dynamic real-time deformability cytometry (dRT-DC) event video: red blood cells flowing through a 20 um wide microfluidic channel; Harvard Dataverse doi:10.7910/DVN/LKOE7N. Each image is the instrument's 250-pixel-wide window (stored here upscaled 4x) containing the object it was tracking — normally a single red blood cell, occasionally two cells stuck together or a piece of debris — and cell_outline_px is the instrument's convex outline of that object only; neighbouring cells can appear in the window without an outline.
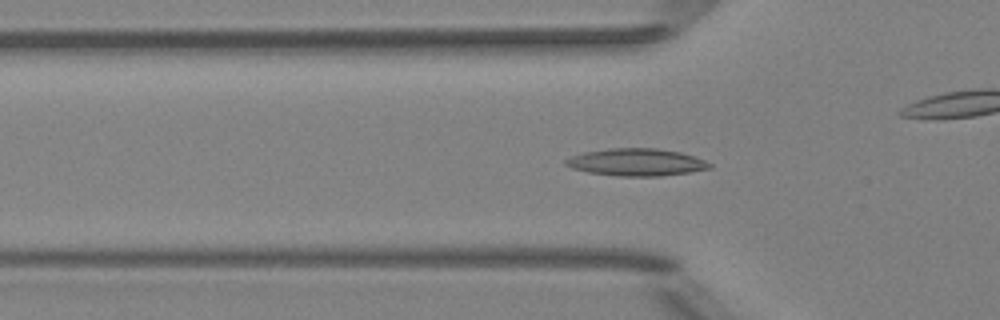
{"species": "Egyptian fruit bat (a non-hibernating species)", "species_latin": "Rousettus aegyptiacus", "temperature_condition": "room temperature", "stored_images_in_passage": 42, "camera_frame_rate_fps": 3000, "um_per_image_px": 0.085, "animal": {"sex": "female"}, "frame": {"image": 1, "passage_image": 7, "time_ms": 2.0, "image_size_px": [1000, 320], "cell_outline_px": [[712, 168], [688, 172], [660, 176], [616, 176], [588, 172], [572, 168], [564, 164], [564, 160], [572, 156], [584, 152], [608, 148], [656, 148], [680, 152], [704, 160], [712, 164]], "centroid_in_image_um": [54.07, 13.79], "position_along_channel_um": 71.7, "area_um2": 22.83}}
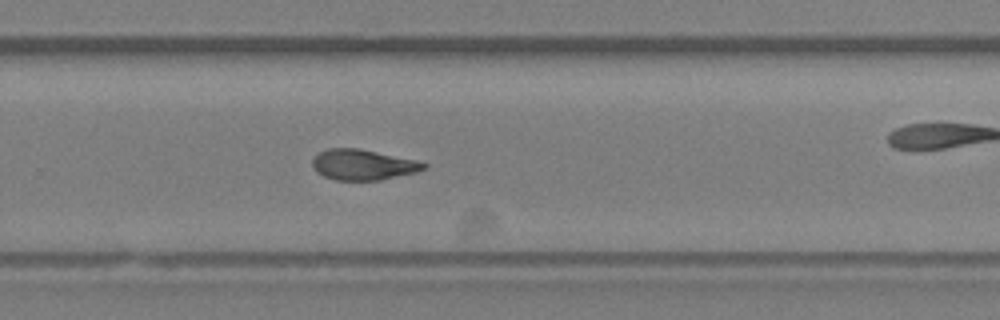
{"frame": {"image": 2, "passage_image": 24, "time_ms": 7.667, "image_size_px": [1000, 320], "cell_outline_px": [[428, 164], [424, 168], [416, 172], [380, 180], [336, 180], [324, 176], [316, 172], [312, 168], [312, 160], [320, 152], [328, 148], [360, 148], [416, 160]], "centroid_in_image_um": [30.83, 14.0], "position_along_channel_um": 299.0, "area_um2": 19.77}}
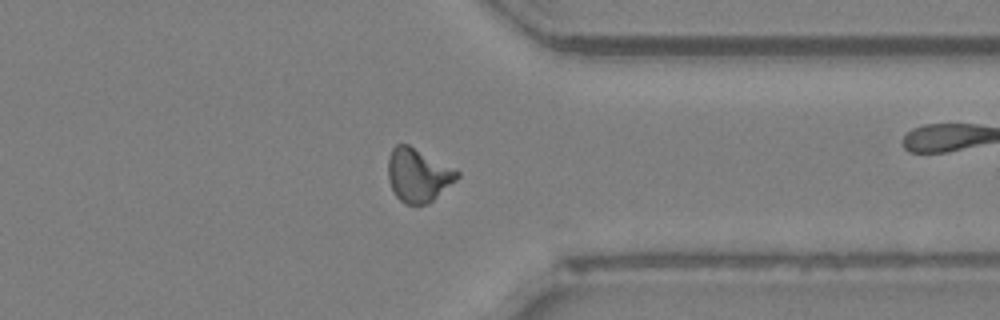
{"frame": {"image": 3, "passage_image": 30, "time_ms": 9.667, "image_size_px": [1000, 320], "cell_outline_px": [[460, 176], [456, 180], [428, 204], [404, 204], [396, 196], [388, 180], [388, 160], [392, 148], [396, 144], [408, 144], [460, 172]], "centroid_in_image_um": [35.52, 14.89], "position_along_channel_um": 375.9, "area_um2": 21.27}, "authors_computed_cell_mechanics": {"area_um2": 20.5768, "velocity_mm_per_s": 4.0174, "shape_relaxation_time_tau1_ms": null, "shape_relaxation_time_tau2_ms": 4.6185, "deformation_change_tau1": null, "deformation_change_tau2": 0.1211}}